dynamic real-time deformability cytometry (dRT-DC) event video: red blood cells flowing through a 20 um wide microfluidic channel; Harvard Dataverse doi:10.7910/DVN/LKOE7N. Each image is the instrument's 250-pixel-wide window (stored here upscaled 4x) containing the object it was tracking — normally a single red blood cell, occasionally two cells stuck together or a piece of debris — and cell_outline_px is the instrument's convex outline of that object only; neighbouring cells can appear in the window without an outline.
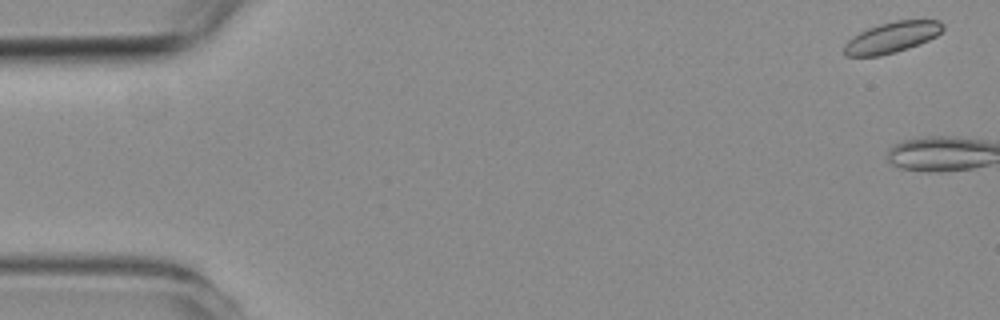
{"species": "common noctule bat (a hibernating species)", "species_latin": "Nyctalus noctula", "temperature_condition": "room temperature", "stored_images_in_passage": 8, "camera_frame_rate_fps": 3000, "um_per_image_px": 0.085, "animal": {"sex": "female", "body_mass_g": 19.3, "forearm_length_mm": 54.1}, "frame": {"image": 1, "passage_image": 1, "time_ms": 0.0, "image_size_px": [1000, 320], "cell_outline_px": [[944, 28], [936, 36], [928, 40], [908, 48], [896, 52], [880, 56], [844, 56], [844, 44], [848, 40], [860, 32], [868, 28], [880, 24], [896, 20], [940, 20], [944, 24]], "centroid_in_image_um": [75.81, 3.18], "position_along_channel_um": 9.2, "area_um2": 17.69}}